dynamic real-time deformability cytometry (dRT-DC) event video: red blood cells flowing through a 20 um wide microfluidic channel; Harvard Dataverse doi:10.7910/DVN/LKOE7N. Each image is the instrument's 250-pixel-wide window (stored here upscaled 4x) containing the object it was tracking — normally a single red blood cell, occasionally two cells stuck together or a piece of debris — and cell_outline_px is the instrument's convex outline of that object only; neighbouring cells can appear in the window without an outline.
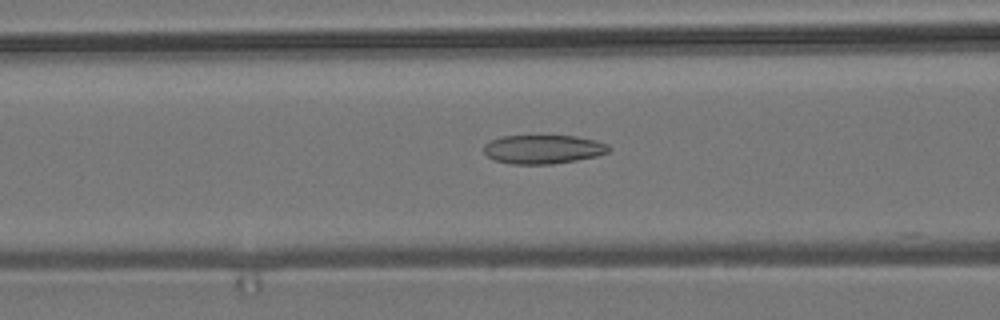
{"species": "common noctule bat (a hibernating species)", "species_latin": "Nyctalus noctula", "temperature_condition": "room temperature", "stored_images_in_passage": 55, "camera_frame_rate_fps": 3000, "um_per_image_px": 0.085, "animal": {"sex": "male", "body_mass_g": 19.2, "forearm_length_mm": 51.8}, "frame": {"image": 1, "passage_image": 22, "time_ms": 7.0, "image_size_px": [1000, 320], "cell_outline_px": [[612, 148], [608, 152], [596, 156], [576, 160], [552, 164], [512, 164], [496, 160], [488, 156], [484, 152], [484, 144], [500, 136], [576, 136], [596, 140], [608, 144]], "centroid_in_image_um": [46.19, 12.68], "position_along_channel_um": 120.4, "area_um2": 20.98}}
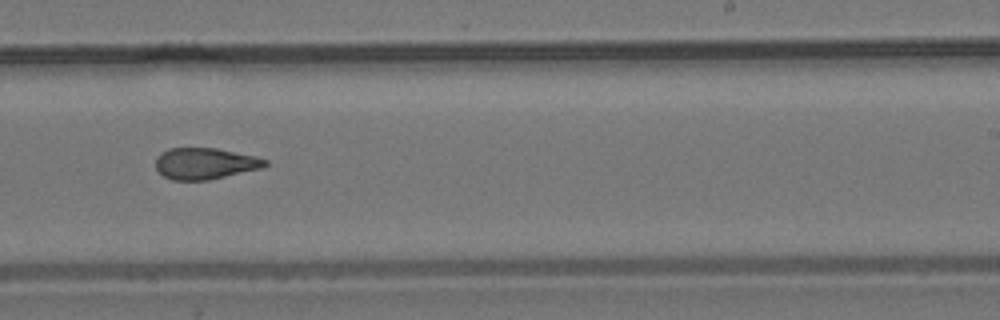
{"frame": {"image": 2, "passage_image": 34, "time_ms": 11.0, "image_size_px": [1000, 320], "cell_outline_px": [[268, 164], [264, 168], [208, 180], [172, 180], [164, 176], [156, 168], [156, 156], [160, 152], [168, 148], [216, 148], [256, 156], [268, 160]], "centroid_in_image_um": [17.44, 13.89], "position_along_channel_um": 271.6, "area_um2": 20.17}}
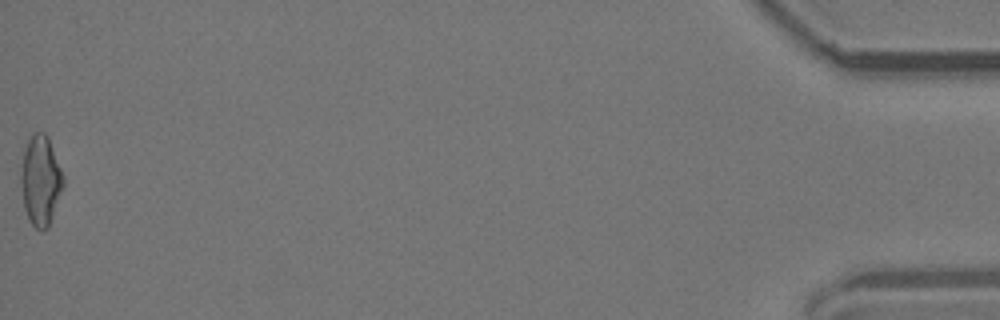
{"frame": {"image": 3, "passage_image": 55, "time_ms": 18.0, "image_size_px": [1000, 320], "cell_outline_px": [[64, 188], [48, 228], [36, 228], [28, 220], [24, 208], [20, 184], [20, 176], [24, 148], [32, 132], [44, 132], [48, 136], [64, 176]], "centroid_in_image_um": [3.45, 15.32], "position_along_channel_um": 431.7, "area_um2": 22.48}, "authors_computed_cell_mechanics": {"area_um2": 21.0392, "velocity_mm_per_s": 3.7828, "shape_relaxation_time_tau1_ms": null, "shape_relaxation_time_tau2_ms": 2.9135, "deformation_change_tau1": null, "deformation_change_tau2": 0.1102}}